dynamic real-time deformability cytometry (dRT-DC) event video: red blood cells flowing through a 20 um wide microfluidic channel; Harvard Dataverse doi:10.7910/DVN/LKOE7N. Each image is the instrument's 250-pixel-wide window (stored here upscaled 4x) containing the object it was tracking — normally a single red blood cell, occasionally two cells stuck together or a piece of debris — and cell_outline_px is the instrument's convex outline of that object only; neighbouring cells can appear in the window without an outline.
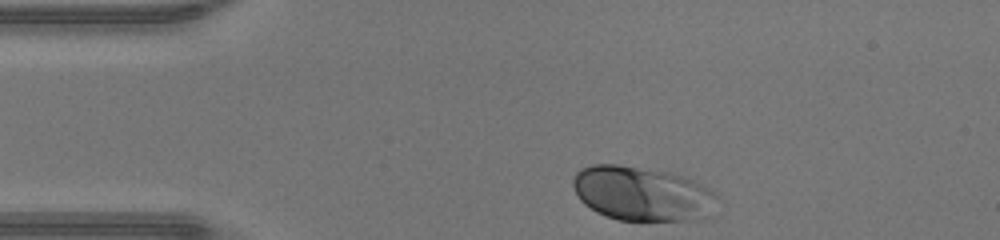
{"species": "human", "species_latin": "Homo sapiens", "temperature_condition": "warm", "stored_images_in_passage": 30, "camera_frame_rate_fps": 3000, "um_per_image_px": 0.085, "donor": {"sex": "male"}, "frame": {"image": 1, "passage_image": 1, "time_ms": 0.0, "image_size_px": [1000, 240], "cell_outline_px": [[716, 196], [708, 216], [700, 220], [620, 220], [596, 212], [584, 204], [580, 200], [572, 184], [572, 180], [576, 172], [580, 168], [592, 164], [616, 164], [672, 172], [684, 176], [708, 188]], "centroid_in_image_um": [54.53, 16.44], "position_along_channel_um": 30.5, "area_um2": 45.55}}
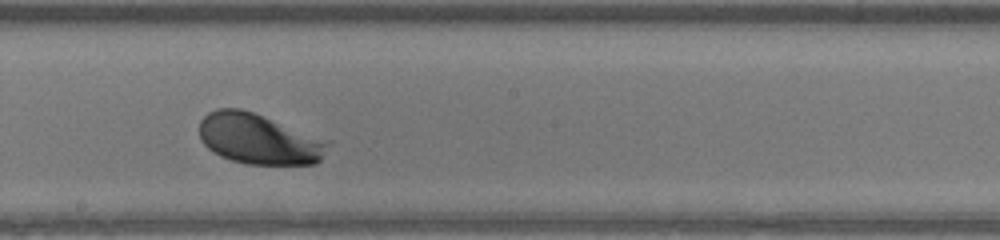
{"frame": {"image": 2, "passage_image": 18, "time_ms": 5.667, "image_size_px": [1000, 240], "cell_outline_px": [[332, 140], [320, 160], [316, 164], [248, 164], [232, 160], [220, 156], [208, 148], [200, 140], [200, 120], [208, 112], [216, 108], [240, 108], [252, 112]], "centroid_in_image_um": [22.02, 11.8], "position_along_channel_um": 226.2, "area_um2": 38.03}}
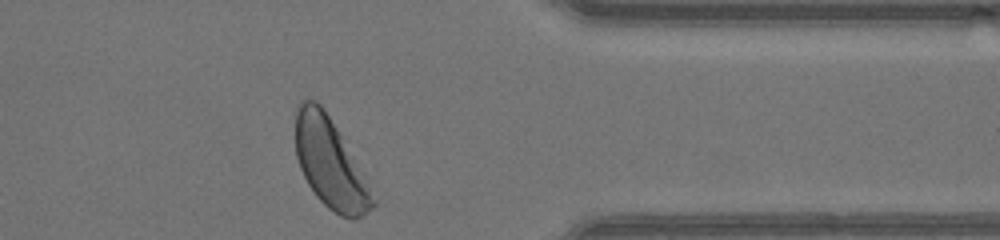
{"frame": {"image": 3, "passage_image": 30, "time_ms": 9.667, "image_size_px": [1000, 240], "cell_outline_px": [[376, 204], [372, 208], [360, 216], [352, 220], [340, 216], [328, 208], [316, 196], [308, 184], [300, 168], [296, 156], [296, 112], [300, 100], [304, 96], [316, 100], [320, 104], [336, 128], [368, 184], [376, 200]], "centroid_in_image_um": [28.02, 13.88], "position_along_channel_um": 383.4, "area_um2": 39.65}, "authors_computed_cell_mechanics": {"area_um2": 39.2462, "velocity_mm_per_s": 4.317, "shape_relaxation_time_tau1_ms": 0.8889, "shape_relaxation_time_tau2_ms": null, "deformation_change_tau1": 0.1022, "deformation_change_tau2": null}}